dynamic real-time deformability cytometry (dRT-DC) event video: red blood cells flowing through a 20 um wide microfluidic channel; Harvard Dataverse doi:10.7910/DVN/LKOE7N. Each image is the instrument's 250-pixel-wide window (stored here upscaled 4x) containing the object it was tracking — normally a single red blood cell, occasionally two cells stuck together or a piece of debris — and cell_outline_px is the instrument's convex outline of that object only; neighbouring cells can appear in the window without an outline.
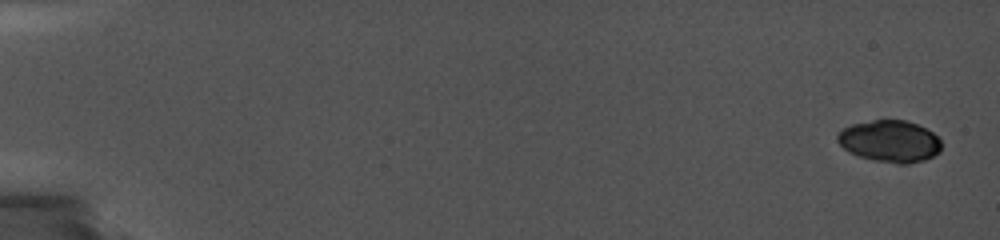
{"species": "common noctule bat (a hibernating species)", "species_latin": "Nyctalus noctula", "temperature_condition": "cold", "stored_images_in_passage": 14, "camera_frame_rate_fps": 5000, "um_per_image_px": 0.085, "animal": {"sex": "female", "body_mass_g": 19.0, "forearm_length_mm": 56.7}, "frame": {"image": 1, "passage_image": 1, "time_ms": 0.0, "image_size_px": [1000, 240], "cell_outline_px": [[940, 152], [924, 160], [908, 164], [896, 164], [876, 160], [860, 156], [848, 152], [836, 140], [836, 136], [844, 128], [852, 124], [872, 120], [904, 120], [916, 124], [932, 132], [940, 140]], "centroid_in_image_um": [75.62, 12.01], "position_along_channel_um": 9.4, "area_um2": 25.14}}
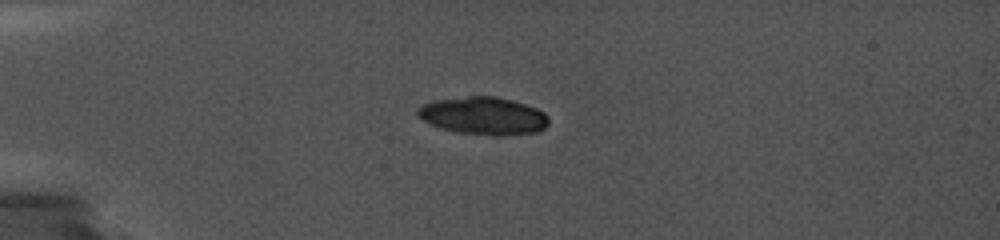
{"frame": {"image": 2, "passage_image": 10, "time_ms": 4.8, "image_size_px": [1000, 240], "cell_outline_px": [[548, 124], [544, 128], [536, 132], [500, 136], [492, 136], [456, 132], [440, 128], [428, 124], [416, 112], [416, 108], [432, 100], [468, 96], [496, 96], [512, 100], [536, 108], [544, 112], [548, 116]], "centroid_in_image_um": [41.07, 9.85], "position_along_channel_um": 43.9, "area_um2": 28.96}}